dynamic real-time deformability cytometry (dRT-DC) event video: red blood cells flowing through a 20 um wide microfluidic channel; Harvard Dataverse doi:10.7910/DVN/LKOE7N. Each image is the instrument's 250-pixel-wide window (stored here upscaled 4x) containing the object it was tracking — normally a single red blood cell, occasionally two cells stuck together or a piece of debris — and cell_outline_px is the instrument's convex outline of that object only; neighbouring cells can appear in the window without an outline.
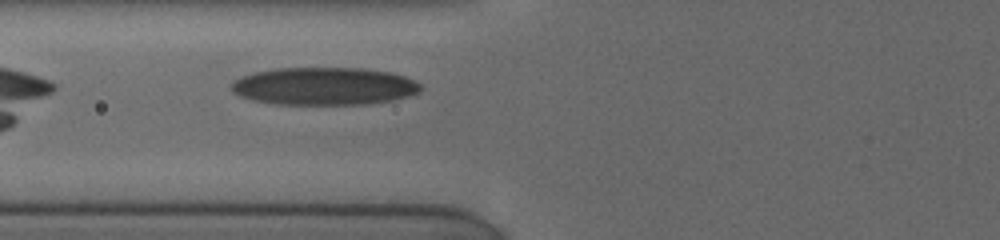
{"species": "human", "species_latin": "Homo sapiens", "temperature_condition": "cold", "stored_images_in_passage": 4, "camera_frame_rate_fps": 3000, "um_per_image_px": 0.085, "donor": {"sex": "female"}, "frame": {"image": 1, "passage_image": 4, "time_ms": 3.667, "image_size_px": [1000, 240], "cell_outline_px": [[424, 88], [420, 92], [408, 96], [392, 100], [360, 104], [276, 104], [252, 100], [240, 96], [232, 92], [228, 84], [232, 80], [240, 76], [252, 72], [276, 68], [364, 68], [392, 72], [404, 76], [420, 84]], "centroid_in_image_um": [27.49, 7.31], "position_along_channel_um": 98.3, "area_um2": 41.96}}